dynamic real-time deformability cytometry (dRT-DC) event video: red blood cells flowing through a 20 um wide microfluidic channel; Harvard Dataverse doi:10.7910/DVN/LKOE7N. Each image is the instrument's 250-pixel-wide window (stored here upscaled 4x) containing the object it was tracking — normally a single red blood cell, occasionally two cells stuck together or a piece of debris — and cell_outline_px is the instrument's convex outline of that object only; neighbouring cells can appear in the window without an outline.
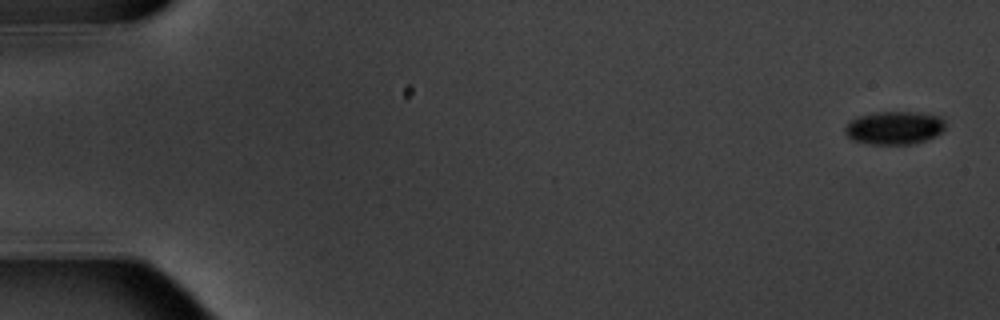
{"species": "common noctule bat (a hibernating species)", "species_latin": "Nyctalus noctula", "temperature_condition": "warm", "stored_images_in_passage": 6, "camera_frame_rate_fps": 3000, "um_per_image_px": 0.085, "animal": {"sex": "male", "body_mass_g": 20.1, "forearm_length_mm": 53.5}, "frame": {"image": 1, "passage_image": 1, "time_ms": 0.0, "image_size_px": [1000, 320], "cell_outline_px": [[944, 128], [936, 136], [928, 140], [916, 144], [872, 144], [852, 140], [844, 132], [844, 128], [848, 120], [860, 116], [876, 112], [912, 112], [940, 116], [944, 120]], "centroid_in_image_um": [76.0, 10.87], "position_along_channel_um": 9.0, "area_um2": 19.48}}
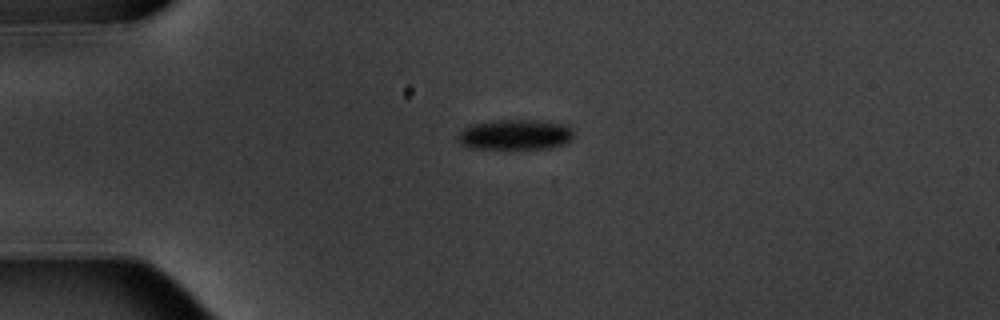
{"frame": {"image": 2, "passage_image": 4, "time_ms": 4.333, "image_size_px": [1000, 320], "cell_outline_px": [[572, 140], [564, 144], [548, 148], [476, 148], [460, 144], [456, 140], [456, 136], [464, 128], [472, 124], [492, 120], [536, 120], [568, 124], [572, 132]], "centroid_in_image_um": [43.78, 11.43], "position_along_channel_um": 41.2, "area_um2": 20.46}}
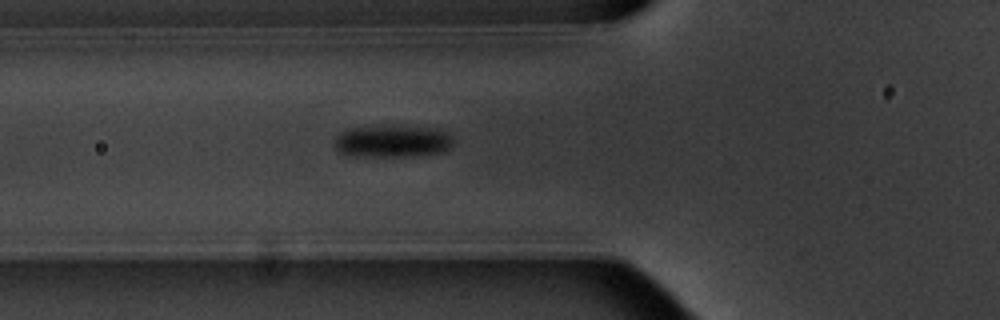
{"frame": {"image": 3, "passage_image": 6, "time_ms": 6.667, "image_size_px": [1000, 320], "cell_outline_px": [[452, 144], [444, 152], [400, 156], [352, 156], [340, 152], [336, 148], [336, 136], [340, 132], [348, 128], [428, 128], [444, 132], [452, 136]], "centroid_in_image_um": [33.32, 12.04], "position_along_channel_um": 92.5, "area_um2": 21.15}}